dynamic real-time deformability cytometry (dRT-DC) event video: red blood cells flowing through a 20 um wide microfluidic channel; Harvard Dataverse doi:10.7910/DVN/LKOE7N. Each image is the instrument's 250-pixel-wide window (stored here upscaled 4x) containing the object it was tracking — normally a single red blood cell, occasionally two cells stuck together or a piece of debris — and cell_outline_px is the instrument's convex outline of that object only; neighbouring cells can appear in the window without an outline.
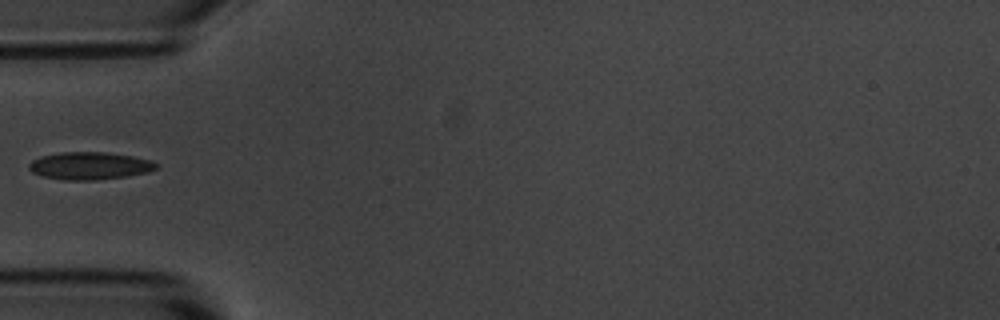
{"species": "common noctule bat (a hibernating species)", "species_latin": "Nyctalus noctula", "temperature_condition": "room temperature", "stored_images_in_passage": 3, "camera_frame_rate_fps": 3000, "um_per_image_px": 0.085, "animal": {"sex": "male", "body_mass_g": 20.1, "forearm_length_mm": 53.5}, "frame": {"image": 1, "passage_image": 3, "time_ms": 2.0, "image_size_px": [1000, 320], "cell_outline_px": [[160, 164], [156, 168], [148, 172], [128, 176], [92, 180], [64, 180], [44, 176], [32, 172], [28, 168], [28, 164], [32, 160], [40, 156], [60, 152], [108, 152], [132, 156], [148, 160]], "centroid_in_image_um": [7.6, 14.08], "position_along_channel_um": 77.4, "area_um2": 20.4}}